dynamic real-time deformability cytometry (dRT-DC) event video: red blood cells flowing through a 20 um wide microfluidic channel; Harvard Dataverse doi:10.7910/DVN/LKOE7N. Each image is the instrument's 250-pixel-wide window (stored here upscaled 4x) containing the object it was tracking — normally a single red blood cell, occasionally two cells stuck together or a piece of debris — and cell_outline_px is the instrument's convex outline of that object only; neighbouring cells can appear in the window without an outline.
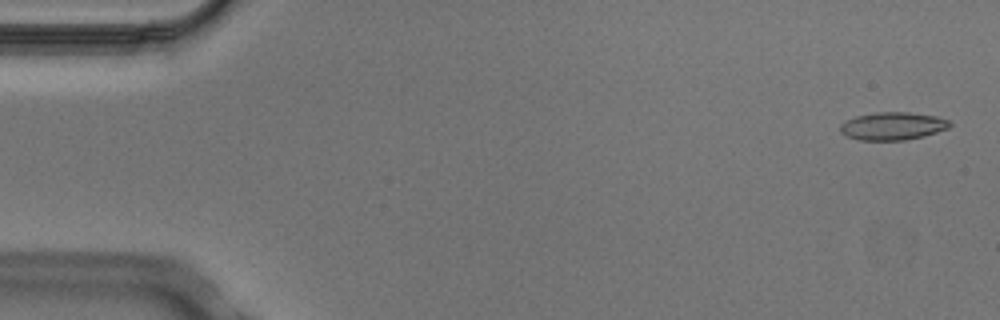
{"species": "Egyptian fruit bat (a non-hibernating species)", "species_latin": "Rousettus aegyptiacus", "temperature_condition": "cold", "stored_images_in_passage": 5, "camera_frame_rate_fps": 3000, "um_per_image_px": 0.085, "animal": {"sex": "male"}, "frame": {"image": 1, "passage_image": 1, "time_ms": 0.0, "image_size_px": [1000, 320], "cell_outline_px": [[952, 124], [948, 128], [924, 136], [904, 140], [860, 140], [844, 136], [840, 132], [840, 124], [856, 116], [876, 112], [908, 112], [936, 116], [948, 120]], "centroid_in_image_um": [75.86, 10.72], "position_along_channel_um": 9.1, "area_um2": 17.74}}
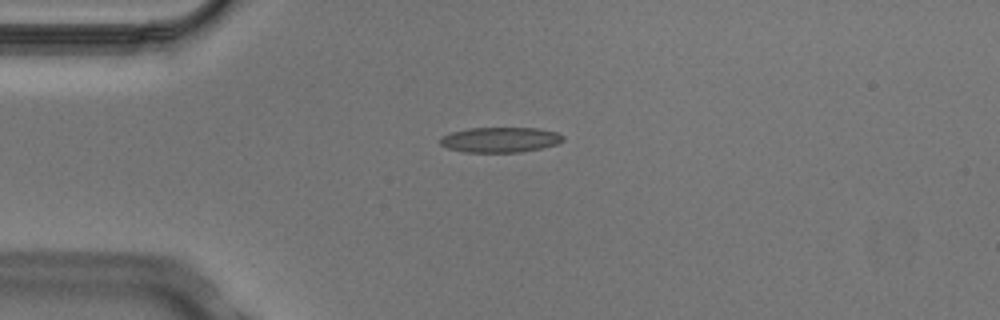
{"frame": {"image": 2, "passage_image": 4, "time_ms": 1.0, "image_size_px": [1000, 320], "cell_outline_px": [[564, 140], [556, 144], [540, 148], [520, 152], [464, 152], [448, 148], [440, 144], [440, 136], [452, 132], [468, 128], [536, 128], [556, 132], [564, 136]], "centroid_in_image_um": [42.49, 11.87], "position_along_channel_um": 42.5, "area_um2": 17.98}}